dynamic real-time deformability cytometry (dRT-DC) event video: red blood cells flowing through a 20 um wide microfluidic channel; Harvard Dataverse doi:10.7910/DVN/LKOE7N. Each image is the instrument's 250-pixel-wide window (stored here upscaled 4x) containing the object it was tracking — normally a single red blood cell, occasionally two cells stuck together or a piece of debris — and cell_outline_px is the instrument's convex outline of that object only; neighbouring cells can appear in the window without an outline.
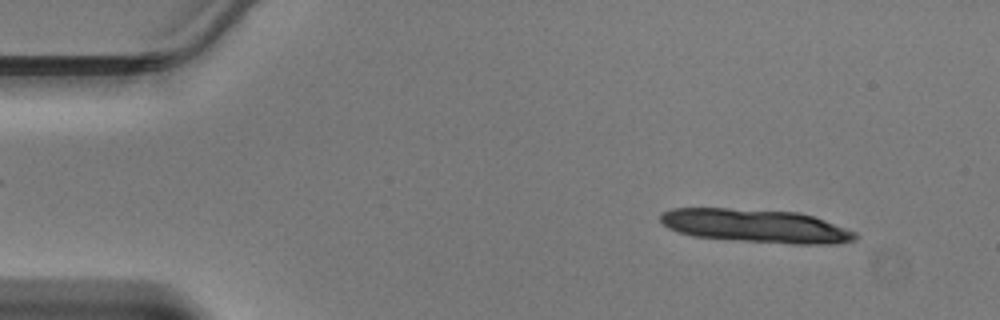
{"species": "Egyptian fruit bat (a non-hibernating species)", "species_latin": "Rousettus aegyptiacus", "temperature_condition": "warm", "stored_images_in_passage": 12, "camera_frame_rate_fps": 3000, "um_per_image_px": 0.085, "animal": {"sex": "male"}, "frame": {"image": 1, "passage_image": 4, "time_ms": 1.0, "image_size_px": [1000, 320], "cell_outline_px": [[856, 240], [836, 244], [792, 244], [740, 240], [692, 236], [668, 228], [660, 220], [660, 216], [664, 212], [672, 208], [728, 208], [800, 212], [824, 220], [856, 232]], "centroid_in_image_um": [64.26, 19.2], "position_along_channel_um": 20.7, "area_um2": 37.74}}